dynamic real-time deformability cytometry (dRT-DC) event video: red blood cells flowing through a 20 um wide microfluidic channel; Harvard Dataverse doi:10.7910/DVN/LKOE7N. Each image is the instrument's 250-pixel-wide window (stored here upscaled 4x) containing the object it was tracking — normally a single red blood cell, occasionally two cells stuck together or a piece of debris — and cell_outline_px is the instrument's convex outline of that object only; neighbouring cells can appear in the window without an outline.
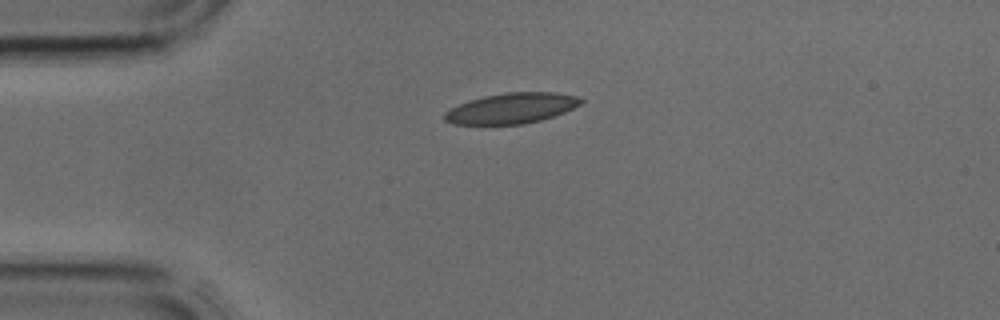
{"species": "common noctule bat (a hibernating species)", "species_latin": "Nyctalus noctula", "temperature_condition": "cold", "stored_images_in_passage": 1, "camera_frame_rate_fps": 3000, "um_per_image_px": 0.085, "animal": {"sex": "male", "body_mass_g": 17.9, "forearm_length_mm": 54.2}, "frame": {"image": 1, "passage_image": 1, "time_ms": 0.0, "image_size_px": [1000, 320], "cell_outline_px": [[584, 100], [580, 104], [564, 112], [540, 120], [524, 124], [452, 124], [444, 120], [444, 112], [468, 100], [484, 96], [508, 92], [556, 92], [576, 96]], "centroid_in_image_um": [43.46, 9.2], "position_along_channel_um": 41.5, "area_um2": 24.04}}